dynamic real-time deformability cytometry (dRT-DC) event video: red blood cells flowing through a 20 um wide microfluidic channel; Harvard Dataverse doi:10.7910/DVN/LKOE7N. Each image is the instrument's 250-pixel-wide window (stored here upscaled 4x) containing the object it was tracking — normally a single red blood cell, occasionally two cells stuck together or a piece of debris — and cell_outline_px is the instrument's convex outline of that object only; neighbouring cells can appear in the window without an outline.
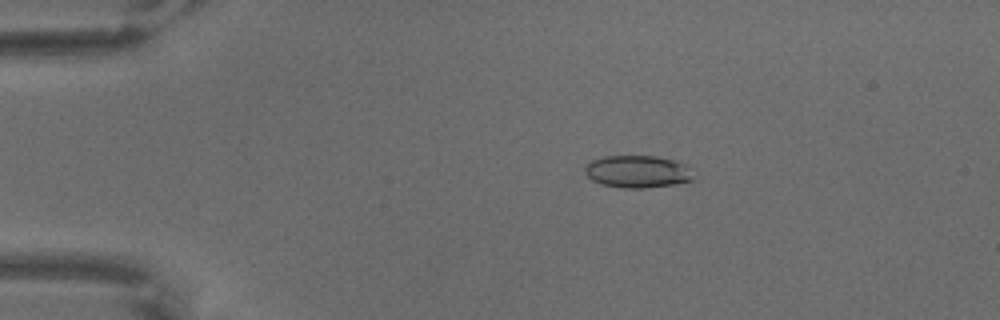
{"species": "common noctule bat (a hibernating species)", "species_latin": "Nyctalus noctula", "temperature_condition": "warm", "stored_images_in_passage": 66, "camera_frame_rate_fps": 3000, "um_per_image_px": 0.085, "animal": {"sex": "male", "body_mass_g": 18.8}, "frame": {"image": 1, "passage_image": 13, "time_ms": 4.0, "image_size_px": [1000, 320], "cell_outline_px": [[696, 180], [676, 184], [644, 188], [620, 188], [604, 184], [592, 180], [584, 172], [584, 168], [592, 160], [604, 156], [656, 156], [672, 160], [684, 164], [692, 168], [696, 176]], "centroid_in_image_um": [54.26, 14.59], "position_along_channel_um": 30.7, "area_um2": 20.69}}
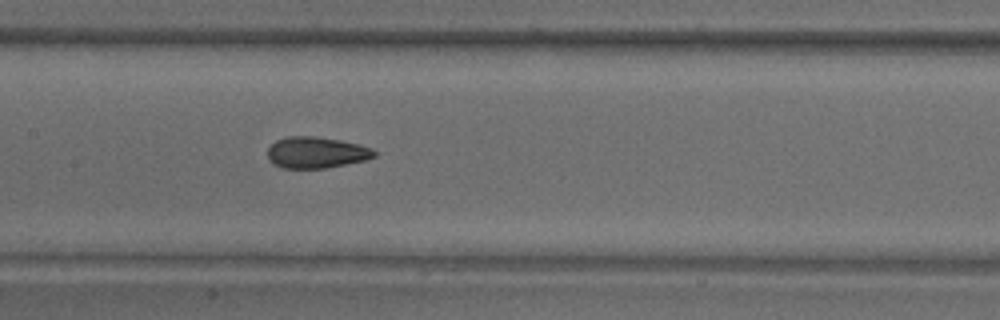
{"frame": {"image": 2, "passage_image": 33, "time_ms": 10.667, "image_size_px": [1000, 320], "cell_outline_px": [[376, 156], [364, 160], [324, 168], [284, 168], [268, 160], [268, 148], [276, 140], [288, 136], [316, 136], [340, 140], [360, 144], [372, 148], [376, 152]], "centroid_in_image_um": [26.89, 12.95], "position_along_channel_um": 180.5, "area_um2": 19.36}}
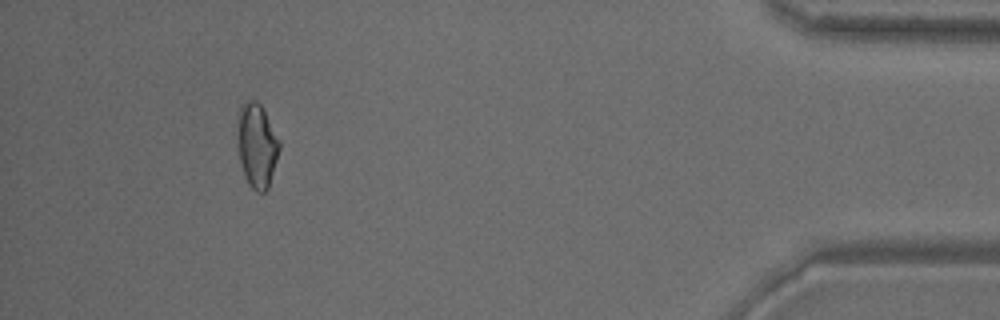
{"frame": {"image": 3, "passage_image": 61, "time_ms": 20.0, "image_size_px": [1000, 320], "cell_outline_px": [[280, 148], [268, 188], [264, 192], [256, 192], [248, 184], [244, 176], [240, 160], [236, 136], [236, 116], [240, 104], [248, 100], [256, 100], [264, 108], [280, 140]], "centroid_in_image_um": [21.8, 12.3], "position_along_channel_um": 413.4, "area_um2": 21.15}}